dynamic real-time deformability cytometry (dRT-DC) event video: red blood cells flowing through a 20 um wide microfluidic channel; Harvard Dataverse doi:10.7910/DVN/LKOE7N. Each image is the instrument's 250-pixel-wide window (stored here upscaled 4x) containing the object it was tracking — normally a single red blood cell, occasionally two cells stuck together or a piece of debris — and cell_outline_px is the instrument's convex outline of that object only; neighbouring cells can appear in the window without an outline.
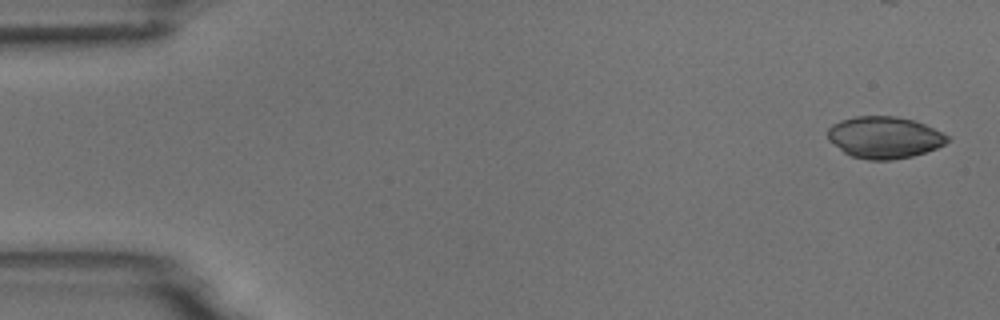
{"species": "common noctule bat (a hibernating species)", "species_latin": "Nyctalus noctula", "temperature_condition": "room temperature", "stored_images_in_passage": 4, "camera_frame_rate_fps": 3000, "um_per_image_px": 0.085, "animal": {"sex": "male", "body_mass_g": 18.8}, "frame": {"image": 1, "passage_image": 1, "time_ms": 0.0, "image_size_px": [1000, 320], "cell_outline_px": [[952, 140], [936, 148], [912, 156], [888, 160], [868, 160], [852, 156], [844, 152], [828, 140], [828, 128], [832, 124], [840, 120], [856, 116], [896, 116], [916, 120], [948, 136]], "centroid_in_image_um": [75.16, 11.67], "position_along_channel_um": 9.8, "area_um2": 29.07}}